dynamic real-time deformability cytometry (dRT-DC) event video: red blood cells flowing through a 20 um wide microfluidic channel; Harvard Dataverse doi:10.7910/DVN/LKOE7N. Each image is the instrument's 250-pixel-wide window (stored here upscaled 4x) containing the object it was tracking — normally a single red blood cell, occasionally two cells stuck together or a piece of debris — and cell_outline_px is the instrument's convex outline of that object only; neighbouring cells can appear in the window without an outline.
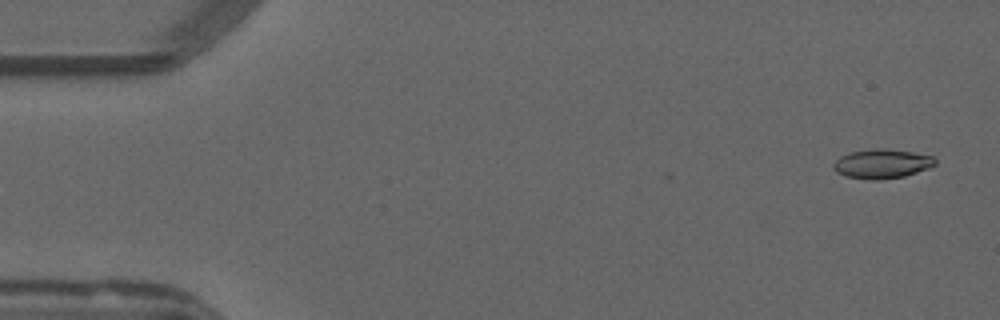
{"species": "common noctule bat (a hibernating species)", "species_latin": "Nyctalus noctula", "temperature_condition": "warm", "stored_images_in_passage": 3, "camera_frame_rate_fps": 3000, "um_per_image_px": 0.085, "animal": {"sex": "male", "forearm_length_mm": 52.5}, "frame": {"image": 1, "passage_image": 3, "time_ms": 0.667, "image_size_px": [1000, 320], "cell_outline_px": [[936, 164], [928, 168], [904, 176], [880, 180], [868, 180], [844, 176], [836, 172], [832, 168], [832, 164], [840, 156], [848, 152], [872, 148], [884, 148], [912, 152], [932, 156], [936, 160]], "centroid_in_image_um": [74.91, 13.92], "position_along_channel_um": 10.1, "area_um2": 17.57}}